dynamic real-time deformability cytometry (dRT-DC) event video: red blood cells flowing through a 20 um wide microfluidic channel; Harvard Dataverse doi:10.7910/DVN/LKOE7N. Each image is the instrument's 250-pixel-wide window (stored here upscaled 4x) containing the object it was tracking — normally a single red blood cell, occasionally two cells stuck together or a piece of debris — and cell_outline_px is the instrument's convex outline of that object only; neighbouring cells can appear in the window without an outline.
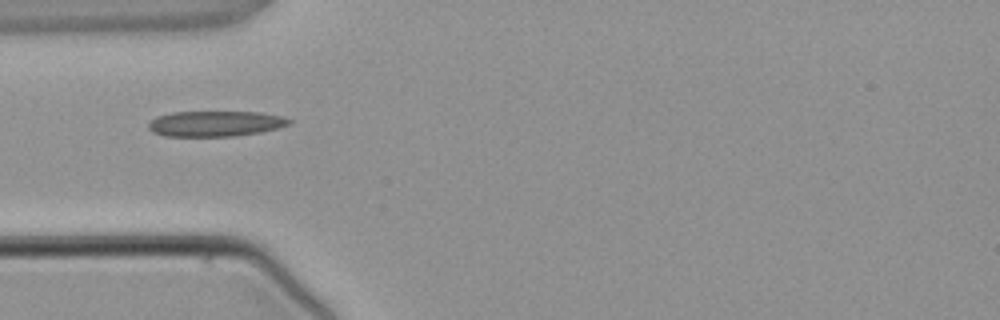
{"species": "common noctule bat (a hibernating species)", "species_latin": "Nyctalus noctula", "temperature_condition": "warm", "stored_images_in_passage": 2, "camera_frame_rate_fps": 3000, "um_per_image_px": 0.085, "animal": {"sex": "male", "body_mass_g": 21.5, "forearm_length_mm": 52.0}, "frame": {"image": 1, "passage_image": 1, "time_ms": 0.0, "image_size_px": [1000, 320], "cell_outline_px": [[292, 124], [260, 132], [236, 136], [164, 136], [152, 132], [148, 128], [148, 124], [156, 116], [172, 112], [260, 112], [284, 116], [292, 120]], "centroid_in_image_um": [18.32, 10.51], "position_along_channel_um": 66.7, "area_um2": 21.04}}